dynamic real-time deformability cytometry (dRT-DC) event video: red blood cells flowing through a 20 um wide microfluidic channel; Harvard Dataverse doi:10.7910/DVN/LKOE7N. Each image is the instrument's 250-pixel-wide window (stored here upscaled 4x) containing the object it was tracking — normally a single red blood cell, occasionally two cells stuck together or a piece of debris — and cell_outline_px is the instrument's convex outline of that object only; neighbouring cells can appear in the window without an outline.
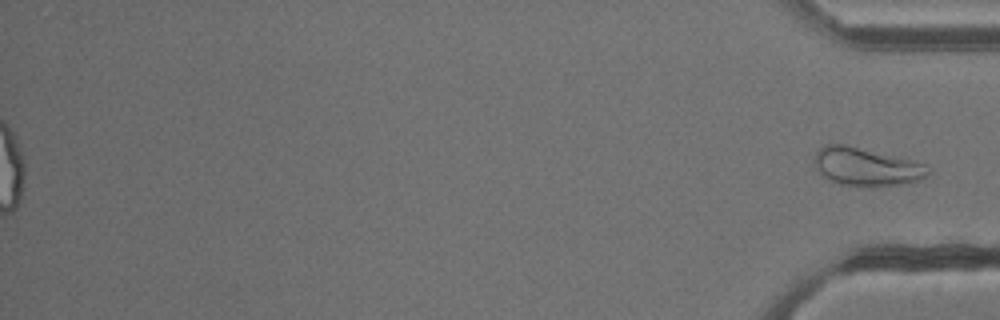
{"species": "common noctule bat (a hibernating species)", "species_latin": "Nyctalus noctula", "temperature_condition": "cold", "stored_images_in_passage": 55, "segment_of_instrument_passage": [2, 2], "camera_frame_rate_fps": 3000, "um_per_image_px": 0.085, "animal": {"sex": "male", "body_mass_g": 13.3}, "frame": {"image": 1, "passage_image": 55, "time_ms": 18.0, "image_size_px": [1000, 320], "cell_outline_px": [[932, 172], [928, 176], [920, 180], [900, 184], [860, 188], [840, 184], [824, 176], [820, 172], [816, 164], [816, 152], [824, 144], [844, 144], [912, 160], [924, 164]], "centroid_in_image_um": [73.68, 14.19], "position_along_channel_um": 361.5, "area_um2": 25.14}}